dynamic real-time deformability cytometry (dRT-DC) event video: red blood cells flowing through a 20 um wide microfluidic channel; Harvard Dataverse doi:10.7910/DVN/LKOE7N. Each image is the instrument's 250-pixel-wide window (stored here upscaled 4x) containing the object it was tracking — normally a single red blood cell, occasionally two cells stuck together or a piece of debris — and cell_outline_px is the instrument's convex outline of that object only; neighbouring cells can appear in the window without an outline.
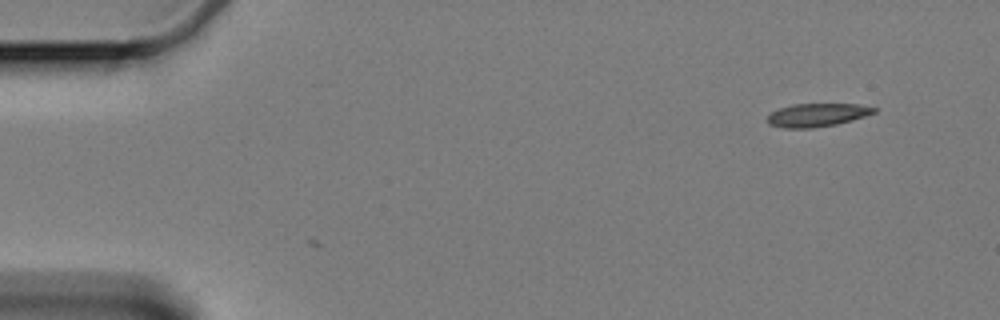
{"species": "Egyptian fruit bat (a non-hibernating species)", "species_latin": "Rousettus aegyptiacus", "temperature_condition": "cold", "stored_images_in_passage": 3, "camera_frame_rate_fps": 3000, "um_per_image_px": 0.085, "animal": {"sex": "female"}, "frame": {"image": 1, "passage_image": 1, "time_ms": 0.0, "image_size_px": [1000, 320], "cell_outline_px": [[876, 112], [864, 116], [836, 124], [812, 128], [784, 128], [768, 124], [768, 116], [772, 112], [780, 108], [792, 104], [856, 104], [876, 108]], "centroid_in_image_um": [69.42, 9.77], "position_along_channel_um": 15.6, "area_um2": 14.22}}